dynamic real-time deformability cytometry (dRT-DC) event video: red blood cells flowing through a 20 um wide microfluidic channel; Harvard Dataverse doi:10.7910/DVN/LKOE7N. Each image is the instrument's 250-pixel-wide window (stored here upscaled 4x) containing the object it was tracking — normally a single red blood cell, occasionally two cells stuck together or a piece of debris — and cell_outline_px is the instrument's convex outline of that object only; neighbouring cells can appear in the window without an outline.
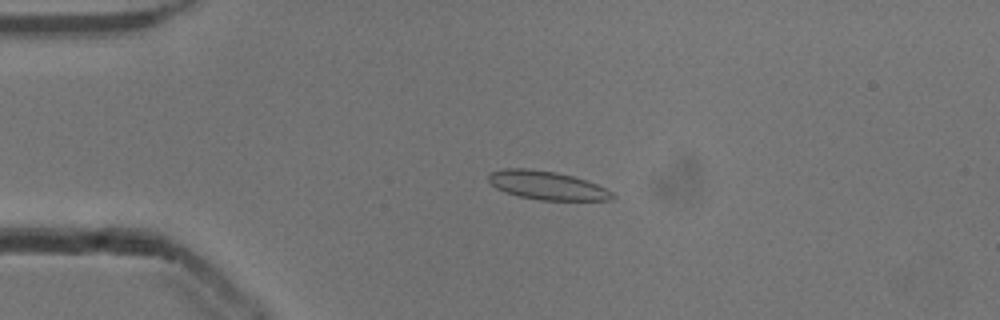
{"species": "common noctule bat (a hibernating species)", "species_latin": "Nyctalus noctula", "temperature_condition": "cold", "stored_images_in_passage": 53, "camera_frame_rate_fps": 3000, "um_per_image_px": 0.085, "animal": {"sex": "male", "body_mass_g": 13.3}, "frame": {"image": 1, "passage_image": 12, "time_ms": 3.667, "image_size_px": [1000, 320], "cell_outline_px": [[616, 196], [612, 200], [540, 200], [520, 196], [504, 192], [496, 188], [488, 180], [488, 172], [504, 168], [528, 168], [556, 172], [572, 176], [596, 184], [612, 192]], "centroid_in_image_um": [46.45, 15.75], "position_along_channel_um": 38.5, "area_um2": 20.58}}
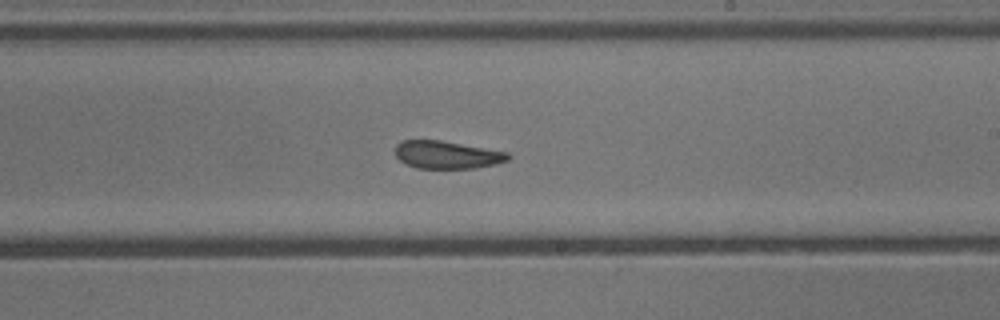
{"frame": {"image": 2, "passage_image": 31, "time_ms": 10.0, "image_size_px": [1000, 320], "cell_outline_px": [[512, 156], [508, 160], [496, 164], [476, 168], [416, 168], [404, 164], [396, 156], [396, 144], [404, 140], [440, 140], [508, 152]], "centroid_in_image_um": [38.0, 13.16], "position_along_channel_um": 251.0, "area_um2": 18.26}}
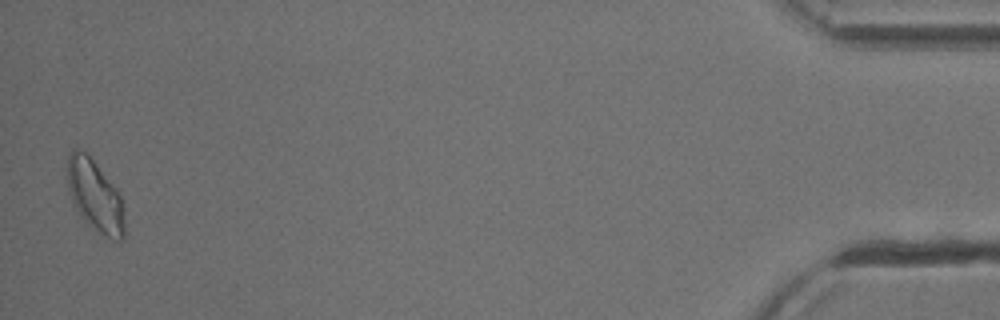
{"frame": {"image": 3, "passage_image": 52, "time_ms": 17.0, "image_size_px": [1000, 320], "cell_outline_px": [[124, 236], [120, 244], [112, 240], [88, 224], [80, 216], [68, 192], [68, 152], [72, 148], [76, 148], [88, 152], [116, 188], [120, 196], [124, 216]], "centroid_in_image_um": [8.07, 16.62], "position_along_channel_um": 427.1, "area_um2": 24.04}, "authors_computed_cell_mechanics": {"area_um2": 20.2878, "velocity_mm_per_s": 3.866, "shape_relaxation_time_tau1_ms": null, "shape_relaxation_time_tau2_ms": 1.4188, "deformation_change_tau1": null, "deformation_change_tau2": 0.0574}}